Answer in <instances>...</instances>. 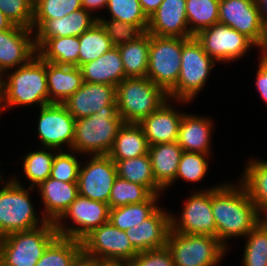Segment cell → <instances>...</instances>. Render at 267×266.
<instances>
[{
	"mask_svg": "<svg viewBox=\"0 0 267 266\" xmlns=\"http://www.w3.org/2000/svg\"><path fill=\"white\" fill-rule=\"evenodd\" d=\"M240 188L223 184L212 188L216 238L225 247L226 239L232 236H247L259 222L260 215L256 205L242 184Z\"/></svg>",
	"mask_w": 267,
	"mask_h": 266,
	"instance_id": "cell-1",
	"label": "cell"
},
{
	"mask_svg": "<svg viewBox=\"0 0 267 266\" xmlns=\"http://www.w3.org/2000/svg\"><path fill=\"white\" fill-rule=\"evenodd\" d=\"M0 103H4L0 104V111L14 105L39 103L40 108L48 105L46 61L36 55L10 74L0 88Z\"/></svg>",
	"mask_w": 267,
	"mask_h": 266,
	"instance_id": "cell-2",
	"label": "cell"
},
{
	"mask_svg": "<svg viewBox=\"0 0 267 266\" xmlns=\"http://www.w3.org/2000/svg\"><path fill=\"white\" fill-rule=\"evenodd\" d=\"M124 123L117 106H104L89 117L75 119L73 151L108 155Z\"/></svg>",
	"mask_w": 267,
	"mask_h": 266,
	"instance_id": "cell-3",
	"label": "cell"
},
{
	"mask_svg": "<svg viewBox=\"0 0 267 266\" xmlns=\"http://www.w3.org/2000/svg\"><path fill=\"white\" fill-rule=\"evenodd\" d=\"M167 100L168 95L147 77L125 78L116 86L117 110L125 123L139 124Z\"/></svg>",
	"mask_w": 267,
	"mask_h": 266,
	"instance_id": "cell-4",
	"label": "cell"
},
{
	"mask_svg": "<svg viewBox=\"0 0 267 266\" xmlns=\"http://www.w3.org/2000/svg\"><path fill=\"white\" fill-rule=\"evenodd\" d=\"M0 238V266H35L48 245L58 236L53 222Z\"/></svg>",
	"mask_w": 267,
	"mask_h": 266,
	"instance_id": "cell-5",
	"label": "cell"
},
{
	"mask_svg": "<svg viewBox=\"0 0 267 266\" xmlns=\"http://www.w3.org/2000/svg\"><path fill=\"white\" fill-rule=\"evenodd\" d=\"M214 64L195 37L182 38L180 74L176 86L167 94L168 98L182 102L192 100L204 87Z\"/></svg>",
	"mask_w": 267,
	"mask_h": 266,
	"instance_id": "cell-6",
	"label": "cell"
},
{
	"mask_svg": "<svg viewBox=\"0 0 267 266\" xmlns=\"http://www.w3.org/2000/svg\"><path fill=\"white\" fill-rule=\"evenodd\" d=\"M166 246L171 251L174 266H216L226 250L215 236L181 234L172 230Z\"/></svg>",
	"mask_w": 267,
	"mask_h": 266,
	"instance_id": "cell-7",
	"label": "cell"
},
{
	"mask_svg": "<svg viewBox=\"0 0 267 266\" xmlns=\"http://www.w3.org/2000/svg\"><path fill=\"white\" fill-rule=\"evenodd\" d=\"M182 54V38L150 34L146 77L168 94L177 84Z\"/></svg>",
	"mask_w": 267,
	"mask_h": 266,
	"instance_id": "cell-8",
	"label": "cell"
},
{
	"mask_svg": "<svg viewBox=\"0 0 267 266\" xmlns=\"http://www.w3.org/2000/svg\"><path fill=\"white\" fill-rule=\"evenodd\" d=\"M28 189L11 179L0 190V238L37 228L38 220Z\"/></svg>",
	"mask_w": 267,
	"mask_h": 266,
	"instance_id": "cell-9",
	"label": "cell"
},
{
	"mask_svg": "<svg viewBox=\"0 0 267 266\" xmlns=\"http://www.w3.org/2000/svg\"><path fill=\"white\" fill-rule=\"evenodd\" d=\"M81 242L85 255L106 263H127L138 254L131 246L126 231L109 222L93 229Z\"/></svg>",
	"mask_w": 267,
	"mask_h": 266,
	"instance_id": "cell-10",
	"label": "cell"
},
{
	"mask_svg": "<svg viewBox=\"0 0 267 266\" xmlns=\"http://www.w3.org/2000/svg\"><path fill=\"white\" fill-rule=\"evenodd\" d=\"M194 37L215 61L235 60L255 45L243 34L220 22L201 30Z\"/></svg>",
	"mask_w": 267,
	"mask_h": 266,
	"instance_id": "cell-11",
	"label": "cell"
},
{
	"mask_svg": "<svg viewBox=\"0 0 267 266\" xmlns=\"http://www.w3.org/2000/svg\"><path fill=\"white\" fill-rule=\"evenodd\" d=\"M109 210L108 204L79 195L64 214L54 223L55 229L58 236L81 241L93 229L109 222ZM67 217L71 218L79 227H63L60 221Z\"/></svg>",
	"mask_w": 267,
	"mask_h": 266,
	"instance_id": "cell-12",
	"label": "cell"
},
{
	"mask_svg": "<svg viewBox=\"0 0 267 266\" xmlns=\"http://www.w3.org/2000/svg\"><path fill=\"white\" fill-rule=\"evenodd\" d=\"M219 22L243 34L256 46H261L265 25L256 0H220Z\"/></svg>",
	"mask_w": 267,
	"mask_h": 266,
	"instance_id": "cell-13",
	"label": "cell"
},
{
	"mask_svg": "<svg viewBox=\"0 0 267 266\" xmlns=\"http://www.w3.org/2000/svg\"><path fill=\"white\" fill-rule=\"evenodd\" d=\"M92 156L87 166H80L77 182L79 195L108 204L117 178L116 165L108 155Z\"/></svg>",
	"mask_w": 267,
	"mask_h": 266,
	"instance_id": "cell-14",
	"label": "cell"
},
{
	"mask_svg": "<svg viewBox=\"0 0 267 266\" xmlns=\"http://www.w3.org/2000/svg\"><path fill=\"white\" fill-rule=\"evenodd\" d=\"M178 223L171 215L172 231L216 237V225L212 214V189L192 195L186 202Z\"/></svg>",
	"mask_w": 267,
	"mask_h": 266,
	"instance_id": "cell-15",
	"label": "cell"
},
{
	"mask_svg": "<svg viewBox=\"0 0 267 266\" xmlns=\"http://www.w3.org/2000/svg\"><path fill=\"white\" fill-rule=\"evenodd\" d=\"M38 121V136L47 149L53 148L54 151L65 143L72 148L75 118L63 104L42 106Z\"/></svg>",
	"mask_w": 267,
	"mask_h": 266,
	"instance_id": "cell-16",
	"label": "cell"
},
{
	"mask_svg": "<svg viewBox=\"0 0 267 266\" xmlns=\"http://www.w3.org/2000/svg\"><path fill=\"white\" fill-rule=\"evenodd\" d=\"M62 104L75 119L89 117L104 106H117L116 87L83 82L81 87Z\"/></svg>",
	"mask_w": 267,
	"mask_h": 266,
	"instance_id": "cell-17",
	"label": "cell"
},
{
	"mask_svg": "<svg viewBox=\"0 0 267 266\" xmlns=\"http://www.w3.org/2000/svg\"><path fill=\"white\" fill-rule=\"evenodd\" d=\"M185 5L186 0H163L149 17L147 32L160 37L192 38Z\"/></svg>",
	"mask_w": 267,
	"mask_h": 266,
	"instance_id": "cell-18",
	"label": "cell"
},
{
	"mask_svg": "<svg viewBox=\"0 0 267 266\" xmlns=\"http://www.w3.org/2000/svg\"><path fill=\"white\" fill-rule=\"evenodd\" d=\"M32 31L17 25L0 31V67L3 71L24 65L37 54L35 40L29 37Z\"/></svg>",
	"mask_w": 267,
	"mask_h": 266,
	"instance_id": "cell-19",
	"label": "cell"
},
{
	"mask_svg": "<svg viewBox=\"0 0 267 266\" xmlns=\"http://www.w3.org/2000/svg\"><path fill=\"white\" fill-rule=\"evenodd\" d=\"M171 230V216L157 209L149 218L126 231L131 246L137 252L166 247Z\"/></svg>",
	"mask_w": 267,
	"mask_h": 266,
	"instance_id": "cell-20",
	"label": "cell"
},
{
	"mask_svg": "<svg viewBox=\"0 0 267 266\" xmlns=\"http://www.w3.org/2000/svg\"><path fill=\"white\" fill-rule=\"evenodd\" d=\"M182 117L183 114L175 112L166 101L162 103L156 111L139 123L148 145L176 142Z\"/></svg>",
	"mask_w": 267,
	"mask_h": 266,
	"instance_id": "cell-21",
	"label": "cell"
},
{
	"mask_svg": "<svg viewBox=\"0 0 267 266\" xmlns=\"http://www.w3.org/2000/svg\"><path fill=\"white\" fill-rule=\"evenodd\" d=\"M98 18H92L89 11L80 8L62 18L47 20L35 35L36 50L47 40L56 37L77 36L90 29Z\"/></svg>",
	"mask_w": 267,
	"mask_h": 266,
	"instance_id": "cell-22",
	"label": "cell"
},
{
	"mask_svg": "<svg viewBox=\"0 0 267 266\" xmlns=\"http://www.w3.org/2000/svg\"><path fill=\"white\" fill-rule=\"evenodd\" d=\"M38 187L47 213H44L43 219L53 223L79 196L78 183H67L51 177L41 182Z\"/></svg>",
	"mask_w": 267,
	"mask_h": 266,
	"instance_id": "cell-23",
	"label": "cell"
},
{
	"mask_svg": "<svg viewBox=\"0 0 267 266\" xmlns=\"http://www.w3.org/2000/svg\"><path fill=\"white\" fill-rule=\"evenodd\" d=\"M83 82L117 86L126 77L118 47L114 46L98 59L81 67Z\"/></svg>",
	"mask_w": 267,
	"mask_h": 266,
	"instance_id": "cell-24",
	"label": "cell"
},
{
	"mask_svg": "<svg viewBox=\"0 0 267 266\" xmlns=\"http://www.w3.org/2000/svg\"><path fill=\"white\" fill-rule=\"evenodd\" d=\"M49 104H62L82 85L81 69L77 66L57 65L46 61Z\"/></svg>",
	"mask_w": 267,
	"mask_h": 266,
	"instance_id": "cell-25",
	"label": "cell"
},
{
	"mask_svg": "<svg viewBox=\"0 0 267 266\" xmlns=\"http://www.w3.org/2000/svg\"><path fill=\"white\" fill-rule=\"evenodd\" d=\"M183 153L182 147L176 142L159 143L148 148L152 172L155 182L165 189L176 180V173Z\"/></svg>",
	"mask_w": 267,
	"mask_h": 266,
	"instance_id": "cell-26",
	"label": "cell"
},
{
	"mask_svg": "<svg viewBox=\"0 0 267 266\" xmlns=\"http://www.w3.org/2000/svg\"><path fill=\"white\" fill-rule=\"evenodd\" d=\"M211 125L207 118L183 114L179 125L177 143L184 152L208 154L210 151Z\"/></svg>",
	"mask_w": 267,
	"mask_h": 266,
	"instance_id": "cell-27",
	"label": "cell"
},
{
	"mask_svg": "<svg viewBox=\"0 0 267 266\" xmlns=\"http://www.w3.org/2000/svg\"><path fill=\"white\" fill-rule=\"evenodd\" d=\"M148 142L143 128L136 123H124L108 153L112 160H125L148 154Z\"/></svg>",
	"mask_w": 267,
	"mask_h": 266,
	"instance_id": "cell-28",
	"label": "cell"
},
{
	"mask_svg": "<svg viewBox=\"0 0 267 266\" xmlns=\"http://www.w3.org/2000/svg\"><path fill=\"white\" fill-rule=\"evenodd\" d=\"M150 34L146 31L137 39L118 46L127 78L146 77Z\"/></svg>",
	"mask_w": 267,
	"mask_h": 266,
	"instance_id": "cell-29",
	"label": "cell"
},
{
	"mask_svg": "<svg viewBox=\"0 0 267 266\" xmlns=\"http://www.w3.org/2000/svg\"><path fill=\"white\" fill-rule=\"evenodd\" d=\"M79 46L77 36L56 37L47 39L37 49V54L43 61L78 67Z\"/></svg>",
	"mask_w": 267,
	"mask_h": 266,
	"instance_id": "cell-30",
	"label": "cell"
},
{
	"mask_svg": "<svg viewBox=\"0 0 267 266\" xmlns=\"http://www.w3.org/2000/svg\"><path fill=\"white\" fill-rule=\"evenodd\" d=\"M117 176L130 182L145 186L152 194L162 189L155 182L149 154L125 160H113Z\"/></svg>",
	"mask_w": 267,
	"mask_h": 266,
	"instance_id": "cell-31",
	"label": "cell"
},
{
	"mask_svg": "<svg viewBox=\"0 0 267 266\" xmlns=\"http://www.w3.org/2000/svg\"><path fill=\"white\" fill-rule=\"evenodd\" d=\"M158 194H153L147 201L109 210V223L122 231L141 224L149 218L159 207L155 204Z\"/></svg>",
	"mask_w": 267,
	"mask_h": 266,
	"instance_id": "cell-32",
	"label": "cell"
},
{
	"mask_svg": "<svg viewBox=\"0 0 267 266\" xmlns=\"http://www.w3.org/2000/svg\"><path fill=\"white\" fill-rule=\"evenodd\" d=\"M81 253L80 240L57 236L45 249L35 266H73Z\"/></svg>",
	"mask_w": 267,
	"mask_h": 266,
	"instance_id": "cell-33",
	"label": "cell"
},
{
	"mask_svg": "<svg viewBox=\"0 0 267 266\" xmlns=\"http://www.w3.org/2000/svg\"><path fill=\"white\" fill-rule=\"evenodd\" d=\"M79 44V68L85 63L98 59L114 47L99 21L79 36Z\"/></svg>",
	"mask_w": 267,
	"mask_h": 266,
	"instance_id": "cell-34",
	"label": "cell"
},
{
	"mask_svg": "<svg viewBox=\"0 0 267 266\" xmlns=\"http://www.w3.org/2000/svg\"><path fill=\"white\" fill-rule=\"evenodd\" d=\"M244 172L241 184L260 214L267 207V161L252 160Z\"/></svg>",
	"mask_w": 267,
	"mask_h": 266,
	"instance_id": "cell-35",
	"label": "cell"
},
{
	"mask_svg": "<svg viewBox=\"0 0 267 266\" xmlns=\"http://www.w3.org/2000/svg\"><path fill=\"white\" fill-rule=\"evenodd\" d=\"M220 0H186V16L190 34L194 37L201 30L219 22Z\"/></svg>",
	"mask_w": 267,
	"mask_h": 266,
	"instance_id": "cell-36",
	"label": "cell"
},
{
	"mask_svg": "<svg viewBox=\"0 0 267 266\" xmlns=\"http://www.w3.org/2000/svg\"><path fill=\"white\" fill-rule=\"evenodd\" d=\"M153 194L143 185L117 176L109 196V208L147 201Z\"/></svg>",
	"mask_w": 267,
	"mask_h": 266,
	"instance_id": "cell-37",
	"label": "cell"
},
{
	"mask_svg": "<svg viewBox=\"0 0 267 266\" xmlns=\"http://www.w3.org/2000/svg\"><path fill=\"white\" fill-rule=\"evenodd\" d=\"M82 8L81 0H34L32 30H37L47 21L62 18Z\"/></svg>",
	"mask_w": 267,
	"mask_h": 266,
	"instance_id": "cell-38",
	"label": "cell"
},
{
	"mask_svg": "<svg viewBox=\"0 0 267 266\" xmlns=\"http://www.w3.org/2000/svg\"><path fill=\"white\" fill-rule=\"evenodd\" d=\"M107 8L112 19L137 25L143 32L147 31L149 18L139 0H108Z\"/></svg>",
	"mask_w": 267,
	"mask_h": 266,
	"instance_id": "cell-39",
	"label": "cell"
},
{
	"mask_svg": "<svg viewBox=\"0 0 267 266\" xmlns=\"http://www.w3.org/2000/svg\"><path fill=\"white\" fill-rule=\"evenodd\" d=\"M52 149L53 148H49V152L44 150L31 152L25 156L23 169L25 175L32 182L29 186L30 189H33L32 187H36L34 186L35 184L38 186L41 182L50 177L55 157L54 153H50V150Z\"/></svg>",
	"mask_w": 267,
	"mask_h": 266,
	"instance_id": "cell-40",
	"label": "cell"
},
{
	"mask_svg": "<svg viewBox=\"0 0 267 266\" xmlns=\"http://www.w3.org/2000/svg\"><path fill=\"white\" fill-rule=\"evenodd\" d=\"M247 237L244 266H267V231L257 224Z\"/></svg>",
	"mask_w": 267,
	"mask_h": 266,
	"instance_id": "cell-41",
	"label": "cell"
},
{
	"mask_svg": "<svg viewBox=\"0 0 267 266\" xmlns=\"http://www.w3.org/2000/svg\"><path fill=\"white\" fill-rule=\"evenodd\" d=\"M0 11L13 25L32 29L34 0H0Z\"/></svg>",
	"mask_w": 267,
	"mask_h": 266,
	"instance_id": "cell-42",
	"label": "cell"
},
{
	"mask_svg": "<svg viewBox=\"0 0 267 266\" xmlns=\"http://www.w3.org/2000/svg\"><path fill=\"white\" fill-rule=\"evenodd\" d=\"M206 156L208 155L203 153L183 151L178 165L176 179L180 176L186 181H200L208 169Z\"/></svg>",
	"mask_w": 267,
	"mask_h": 266,
	"instance_id": "cell-43",
	"label": "cell"
},
{
	"mask_svg": "<svg viewBox=\"0 0 267 266\" xmlns=\"http://www.w3.org/2000/svg\"><path fill=\"white\" fill-rule=\"evenodd\" d=\"M98 21L104 27L112 44L116 47L133 41L144 33L137 25L134 24L114 19L111 21L109 20L108 22L106 19L98 18Z\"/></svg>",
	"mask_w": 267,
	"mask_h": 266,
	"instance_id": "cell-44",
	"label": "cell"
},
{
	"mask_svg": "<svg viewBox=\"0 0 267 266\" xmlns=\"http://www.w3.org/2000/svg\"><path fill=\"white\" fill-rule=\"evenodd\" d=\"M80 164L74 155L63 151L55 154L50 177L67 183H77Z\"/></svg>",
	"mask_w": 267,
	"mask_h": 266,
	"instance_id": "cell-45",
	"label": "cell"
},
{
	"mask_svg": "<svg viewBox=\"0 0 267 266\" xmlns=\"http://www.w3.org/2000/svg\"><path fill=\"white\" fill-rule=\"evenodd\" d=\"M127 266H174L171 251L166 247L138 254L126 263Z\"/></svg>",
	"mask_w": 267,
	"mask_h": 266,
	"instance_id": "cell-46",
	"label": "cell"
},
{
	"mask_svg": "<svg viewBox=\"0 0 267 266\" xmlns=\"http://www.w3.org/2000/svg\"><path fill=\"white\" fill-rule=\"evenodd\" d=\"M261 57L256 77V86L260 92V96H262L267 103V57Z\"/></svg>",
	"mask_w": 267,
	"mask_h": 266,
	"instance_id": "cell-47",
	"label": "cell"
},
{
	"mask_svg": "<svg viewBox=\"0 0 267 266\" xmlns=\"http://www.w3.org/2000/svg\"><path fill=\"white\" fill-rule=\"evenodd\" d=\"M106 264L103 260L89 257L82 252L74 261L73 266H105Z\"/></svg>",
	"mask_w": 267,
	"mask_h": 266,
	"instance_id": "cell-48",
	"label": "cell"
},
{
	"mask_svg": "<svg viewBox=\"0 0 267 266\" xmlns=\"http://www.w3.org/2000/svg\"><path fill=\"white\" fill-rule=\"evenodd\" d=\"M163 0H139L143 12L149 18L160 6Z\"/></svg>",
	"mask_w": 267,
	"mask_h": 266,
	"instance_id": "cell-49",
	"label": "cell"
},
{
	"mask_svg": "<svg viewBox=\"0 0 267 266\" xmlns=\"http://www.w3.org/2000/svg\"><path fill=\"white\" fill-rule=\"evenodd\" d=\"M107 3L108 0H81L82 8L89 12L91 9L94 10L97 8L106 7Z\"/></svg>",
	"mask_w": 267,
	"mask_h": 266,
	"instance_id": "cell-50",
	"label": "cell"
},
{
	"mask_svg": "<svg viewBox=\"0 0 267 266\" xmlns=\"http://www.w3.org/2000/svg\"><path fill=\"white\" fill-rule=\"evenodd\" d=\"M263 24H267V0H256Z\"/></svg>",
	"mask_w": 267,
	"mask_h": 266,
	"instance_id": "cell-51",
	"label": "cell"
},
{
	"mask_svg": "<svg viewBox=\"0 0 267 266\" xmlns=\"http://www.w3.org/2000/svg\"><path fill=\"white\" fill-rule=\"evenodd\" d=\"M13 23L0 11V31L8 30Z\"/></svg>",
	"mask_w": 267,
	"mask_h": 266,
	"instance_id": "cell-52",
	"label": "cell"
},
{
	"mask_svg": "<svg viewBox=\"0 0 267 266\" xmlns=\"http://www.w3.org/2000/svg\"><path fill=\"white\" fill-rule=\"evenodd\" d=\"M262 56L267 57V24L265 25L264 39L261 44Z\"/></svg>",
	"mask_w": 267,
	"mask_h": 266,
	"instance_id": "cell-53",
	"label": "cell"
},
{
	"mask_svg": "<svg viewBox=\"0 0 267 266\" xmlns=\"http://www.w3.org/2000/svg\"><path fill=\"white\" fill-rule=\"evenodd\" d=\"M261 210H262V212H263V210H264L265 218H264V219H261V218L259 217V220H258L259 222H258V224L261 225V226L267 231V207L262 208Z\"/></svg>",
	"mask_w": 267,
	"mask_h": 266,
	"instance_id": "cell-54",
	"label": "cell"
},
{
	"mask_svg": "<svg viewBox=\"0 0 267 266\" xmlns=\"http://www.w3.org/2000/svg\"><path fill=\"white\" fill-rule=\"evenodd\" d=\"M105 266H127L126 263H107Z\"/></svg>",
	"mask_w": 267,
	"mask_h": 266,
	"instance_id": "cell-55",
	"label": "cell"
},
{
	"mask_svg": "<svg viewBox=\"0 0 267 266\" xmlns=\"http://www.w3.org/2000/svg\"><path fill=\"white\" fill-rule=\"evenodd\" d=\"M2 72H3V70H2V68L0 67V88L2 87L3 82H4V80L1 78V74H3Z\"/></svg>",
	"mask_w": 267,
	"mask_h": 266,
	"instance_id": "cell-56",
	"label": "cell"
}]
</instances>
